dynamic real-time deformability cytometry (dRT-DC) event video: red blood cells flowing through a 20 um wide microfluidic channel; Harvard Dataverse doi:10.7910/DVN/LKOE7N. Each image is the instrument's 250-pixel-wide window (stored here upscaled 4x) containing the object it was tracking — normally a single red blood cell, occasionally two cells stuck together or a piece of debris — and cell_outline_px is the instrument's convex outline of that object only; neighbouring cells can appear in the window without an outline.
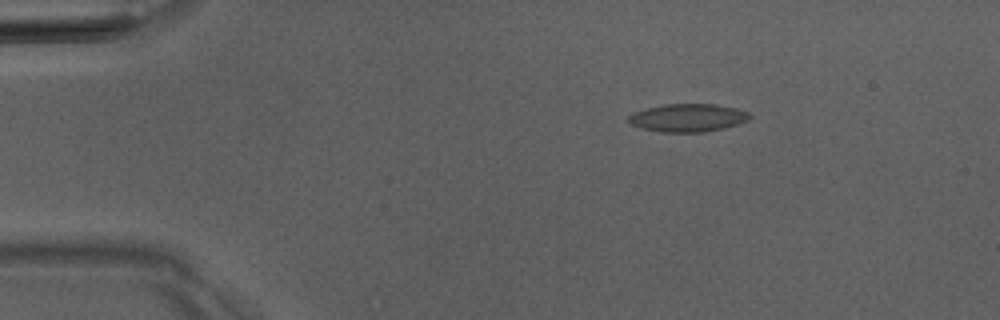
{"species": "Egyptian fruit bat (a non-hibernating species)", "species_latin": "Rousettus aegyptiacus", "temperature_condition": "room temperature", "stored_images_in_passage": 4, "camera_frame_rate_fps": 3000, "um_per_image_px": 0.085, "animal": {"sex": "male"}, "frame": {"image": 1, "passage_image": 2, "time_ms": 1.333, "image_size_px": [1000, 320], "cell_outline_px": [[752, 116], [748, 120], [724, 128], [704, 132], [664, 132], [640, 128], [628, 124], [624, 120], [632, 112], [664, 104], [716, 104], [736, 108], [748, 112]], "centroid_in_image_um": [58.41, 10.01], "position_along_channel_um": 26.6, "area_um2": 19.94}}
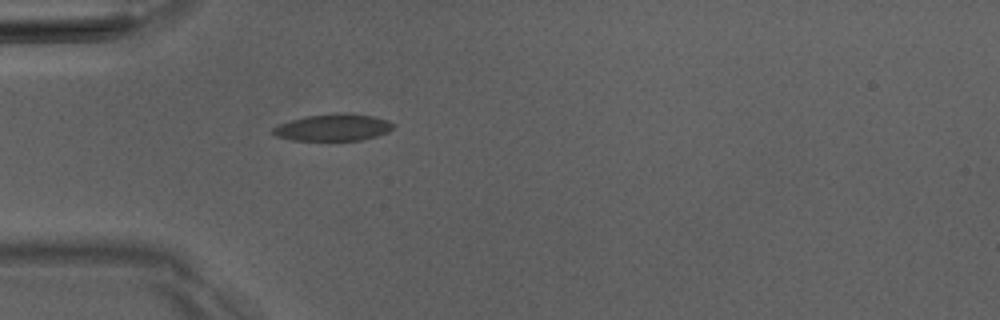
{"frame": {"image": 2, "passage_image": 4, "time_ms": 3.667, "image_size_px": [1000, 320], "cell_outline_px": [[396, 124], [388, 132], [376, 136], [360, 140], [292, 140], [276, 136], [272, 132], [272, 128], [280, 124], [292, 120], [308, 116], [344, 112], [372, 116], [388, 120]], "centroid_in_image_um": [28.35, 10.83], "position_along_channel_um": 56.7, "area_um2": 18.67}}